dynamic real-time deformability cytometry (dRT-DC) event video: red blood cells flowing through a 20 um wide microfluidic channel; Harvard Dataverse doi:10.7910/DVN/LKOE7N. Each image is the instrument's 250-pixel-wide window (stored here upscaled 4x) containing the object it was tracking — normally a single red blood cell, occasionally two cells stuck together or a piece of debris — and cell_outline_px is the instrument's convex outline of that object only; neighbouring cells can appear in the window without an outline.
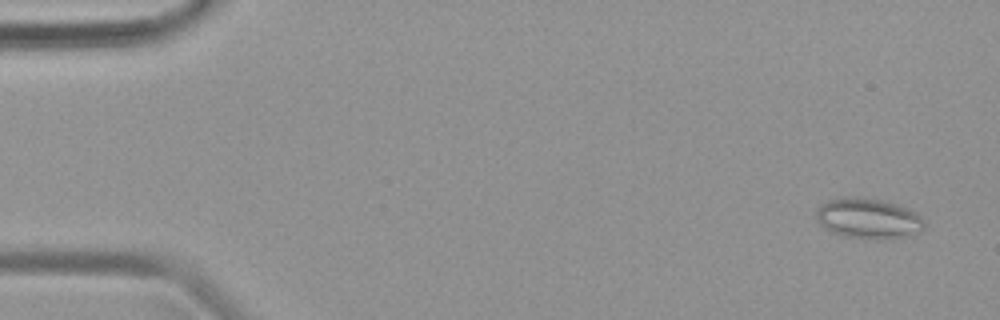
{"species": "common noctule bat (a hibernating species)", "species_latin": "Nyctalus noctula", "temperature_condition": "warm", "stored_images_in_passage": 48, "camera_frame_rate_fps": 3000, "um_per_image_px": 0.085, "animal": {"sex": "female", "body_mass_g": 19.9}, "frame": {"image": 1, "passage_image": 3, "time_ms": 0.667, "image_size_px": [1000, 320], "cell_outline_px": [[924, 224], [920, 232], [908, 236], [844, 236], [832, 232], [824, 228], [816, 220], [816, 208], [820, 204], [828, 200], [880, 200], [896, 204], [916, 212], [924, 220]], "centroid_in_image_um": [73.79, 18.57], "position_along_channel_um": 11.2, "area_um2": 23.87}}
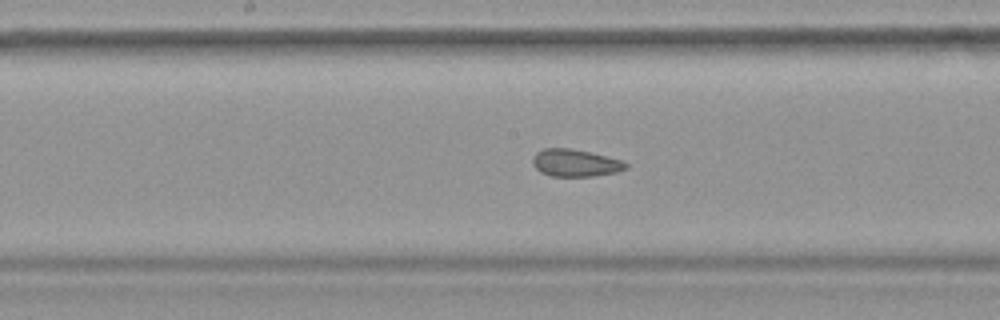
{"frame": {"image": 2, "passage_image": 25, "time_ms": 8.0, "image_size_px": [1000, 320], "cell_outline_px": [[628, 168], [616, 172], [592, 176], [552, 176], [540, 172], [532, 164], [532, 156], [536, 152], [544, 148], [572, 148], [592, 152], [620, 160], [628, 164]], "centroid_in_image_um": [48.87, 13.84], "position_along_channel_um": 199.3, "area_um2": 14.91}}
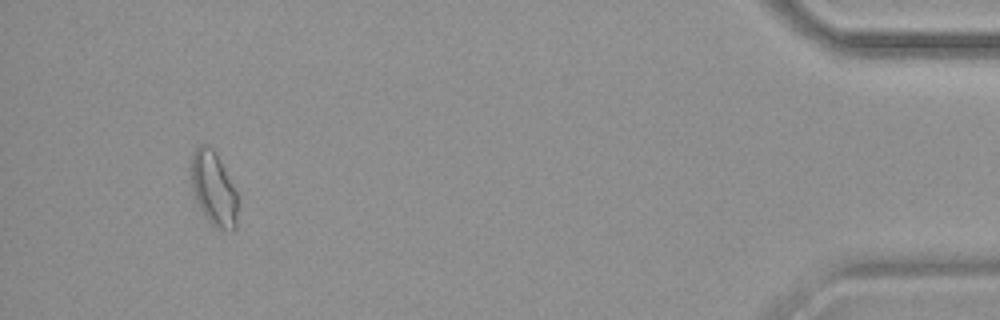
{"frame": {"image": 3, "passage_image": 45, "time_ms": 14.667, "image_size_px": [1000, 320], "cell_outline_px": [[236, 228], [232, 232], [216, 228], [208, 220], [200, 208], [196, 200], [192, 188], [188, 168], [192, 152], [200, 144], [208, 144], [216, 152], [236, 192]], "centroid_in_image_um": [18.1, 15.99], "position_along_channel_um": 417.1, "area_um2": 20.29}}